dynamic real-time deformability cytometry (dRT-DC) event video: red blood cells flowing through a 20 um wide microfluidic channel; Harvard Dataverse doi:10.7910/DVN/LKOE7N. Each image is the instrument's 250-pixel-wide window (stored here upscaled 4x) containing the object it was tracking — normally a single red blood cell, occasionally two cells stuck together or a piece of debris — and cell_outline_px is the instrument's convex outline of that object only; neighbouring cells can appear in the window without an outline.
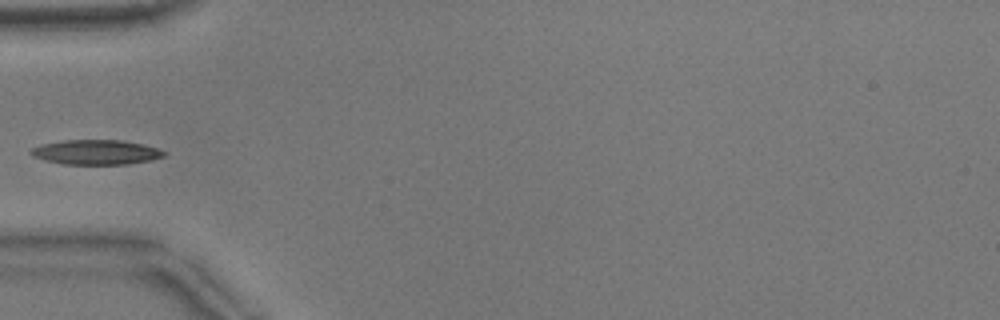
{"species": "common noctule bat (a hibernating species)", "species_latin": "Nyctalus noctula", "temperature_condition": "warm", "stored_images_in_passage": 33, "camera_frame_rate_fps": 3000, "um_per_image_px": 0.085, "animal": {"sex": "male", "body_mass_g": 17.9}, "frame": {"image": 1, "passage_image": 1, "time_ms": 0.0, "image_size_px": [1000, 320], "cell_outline_px": [[168, 152], [164, 156], [152, 160], [128, 164], [64, 164], [44, 160], [32, 156], [28, 152], [32, 148], [44, 144], [64, 140], [120, 140], [140, 144], [156, 148]], "centroid_in_image_um": [8.16, 12.94], "position_along_channel_um": 76.8, "area_um2": 19.07}}
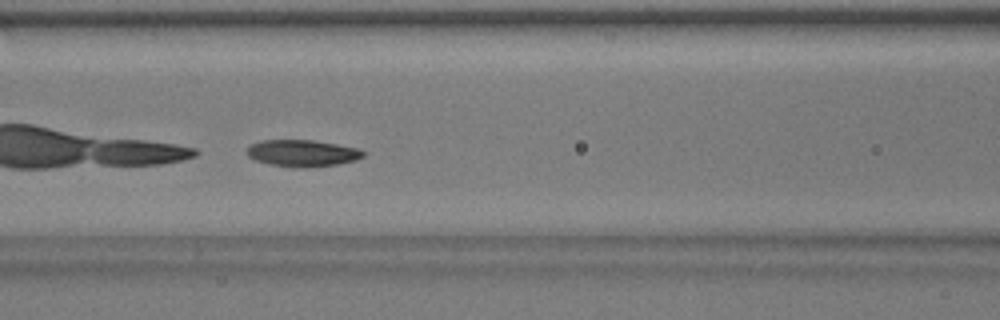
{"frame": {"image": 2, "passage_image": 6, "time_ms": 1.667, "image_size_px": [1000, 320], "cell_outline_px": [[364, 156], [356, 160], [336, 164], [300, 168], [292, 168], [272, 164], [256, 160], [248, 156], [248, 148], [252, 144], [260, 140], [312, 140], [336, 144], [356, 148], [364, 152]], "centroid_in_image_um": [25.69, 13.02], "position_along_channel_um": 140.9, "area_um2": 17.86}}